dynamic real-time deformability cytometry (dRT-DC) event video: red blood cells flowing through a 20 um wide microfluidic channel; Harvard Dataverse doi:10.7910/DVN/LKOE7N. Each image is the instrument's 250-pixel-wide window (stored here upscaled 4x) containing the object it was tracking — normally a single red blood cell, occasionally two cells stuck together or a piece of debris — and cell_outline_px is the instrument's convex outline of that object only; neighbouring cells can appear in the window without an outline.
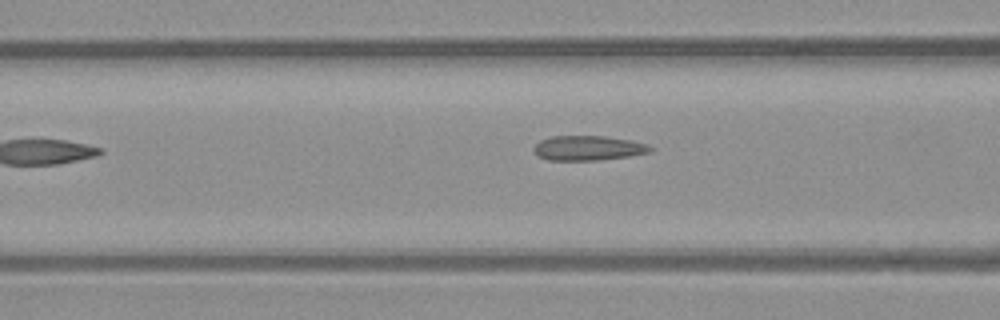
{"species": "common noctule bat (a hibernating species)", "species_latin": "Nyctalus noctula", "temperature_condition": "warm", "stored_images_in_passage": 5, "camera_frame_rate_fps": 3000, "um_per_image_px": 0.085, "animal": {"sex": "male", "body_mass_g": 23.1, "forearm_length_mm": 52.7}, "frame": {"image": 1, "passage_image": 4, "time_ms": 3.667, "image_size_px": [1000, 320], "cell_outline_px": [[656, 148], [652, 152], [628, 156], [600, 160], [548, 160], [540, 156], [532, 148], [540, 140], [552, 136], [604, 136], [632, 140], [648, 144]], "centroid_in_image_um": [50.06, 12.58], "position_along_channel_um": 116.5, "area_um2": 16.88}}